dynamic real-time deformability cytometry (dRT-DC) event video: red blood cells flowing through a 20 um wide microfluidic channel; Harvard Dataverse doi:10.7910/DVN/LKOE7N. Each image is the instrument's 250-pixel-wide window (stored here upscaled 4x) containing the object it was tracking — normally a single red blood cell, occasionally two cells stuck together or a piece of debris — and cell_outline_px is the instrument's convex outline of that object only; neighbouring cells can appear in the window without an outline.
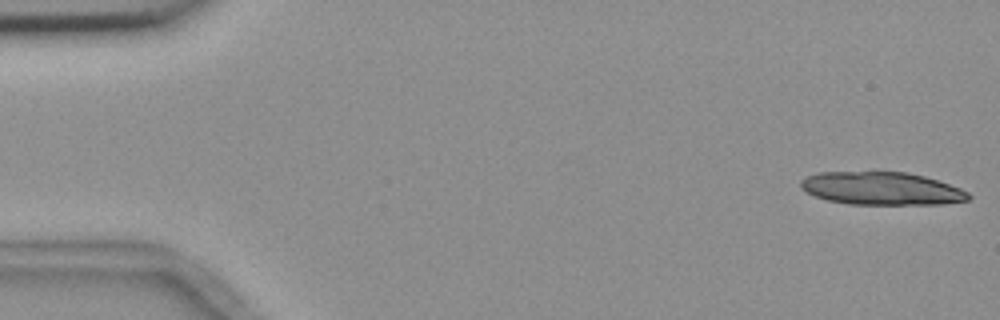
{"species": "common noctule bat (a hibernating species)", "species_latin": "Nyctalus noctula", "temperature_condition": "room temperature", "stored_images_in_passage": 6, "camera_frame_rate_fps": 3000, "um_per_image_px": 0.085, "animal": {"sex": "female", "body_mass_g": 18.4}, "frame": {"image": 1, "passage_image": 1, "time_ms": 0.0, "image_size_px": [1000, 320], "cell_outline_px": [[972, 196], [968, 200], [944, 204], [848, 204], [828, 200], [816, 196], [800, 188], [800, 180], [816, 172], [908, 172], [940, 180], [960, 188], [968, 192]], "centroid_in_image_um": [74.96, 16.02], "position_along_channel_um": 10.0, "area_um2": 32.25}}
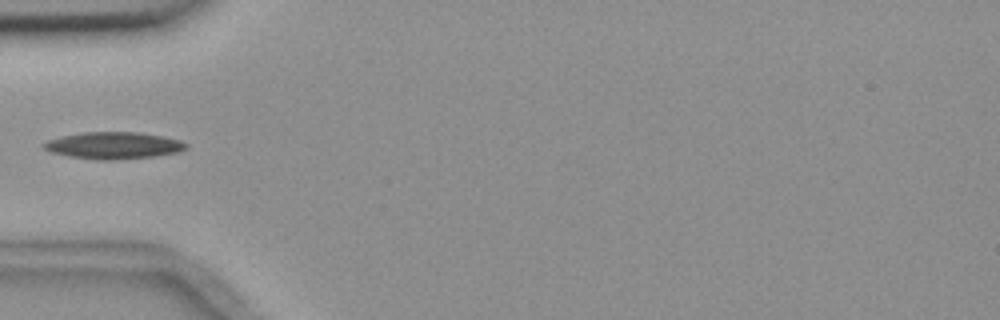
{"frame": {"image": 2, "passage_image": 5, "time_ms": 5.667, "image_size_px": [1000, 320], "cell_outline_px": [[188, 148], [180, 152], [156, 156], [112, 160], [96, 160], [68, 156], [52, 152], [44, 148], [44, 144], [48, 140], [64, 136], [84, 132], [140, 132], [164, 136], [180, 140], [188, 144]], "centroid_in_image_um": [9.73, 12.37], "position_along_channel_um": 75.3, "area_um2": 22.31}}